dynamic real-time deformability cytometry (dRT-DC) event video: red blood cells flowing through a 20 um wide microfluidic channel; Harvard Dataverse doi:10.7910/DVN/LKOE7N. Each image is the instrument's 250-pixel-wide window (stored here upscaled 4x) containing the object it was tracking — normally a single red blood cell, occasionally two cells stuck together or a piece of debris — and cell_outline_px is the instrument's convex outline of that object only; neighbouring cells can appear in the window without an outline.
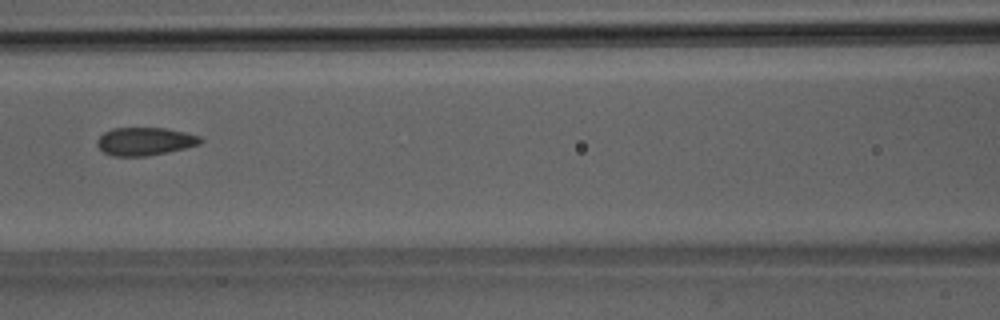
{"species": "Egyptian fruit bat (a non-hibernating species)", "species_latin": "Rousettus aegyptiacus", "temperature_condition": "room temperature", "stored_images_in_passage": 6, "camera_frame_rate_fps": 3000, "um_per_image_px": 0.085, "animal": {"sex": "male"}, "frame": {"image": 1, "passage_image": 6, "time_ms": 5.667, "image_size_px": [1000, 320], "cell_outline_px": [[204, 140], [200, 144], [184, 148], [148, 156], [112, 156], [104, 152], [96, 144], [96, 140], [104, 132], [112, 128], [164, 128], [184, 132], [200, 136]], "centroid_in_image_um": [12.3, 12.01], "position_along_channel_um": 154.3, "area_um2": 16.82}}